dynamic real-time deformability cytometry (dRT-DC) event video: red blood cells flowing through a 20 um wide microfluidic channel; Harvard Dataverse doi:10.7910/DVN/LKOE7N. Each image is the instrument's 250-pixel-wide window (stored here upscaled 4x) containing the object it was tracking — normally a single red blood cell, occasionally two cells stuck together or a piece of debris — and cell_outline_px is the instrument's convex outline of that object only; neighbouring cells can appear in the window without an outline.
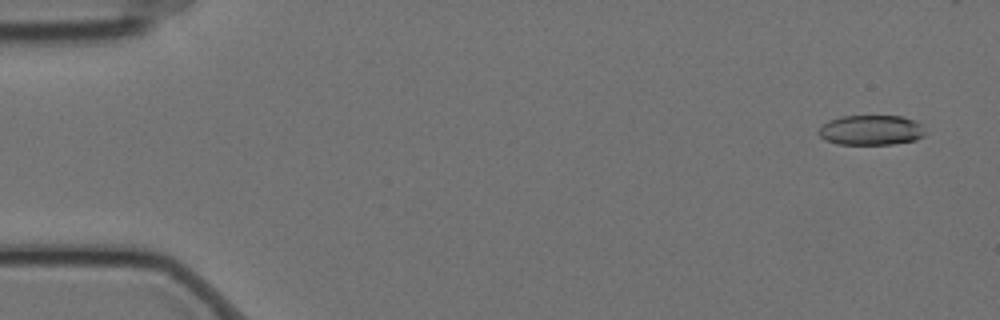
{"species": "Egyptian fruit bat (a non-hibernating species)", "species_latin": "Rousettus aegyptiacus", "temperature_condition": "cold", "stored_images_in_passage": 58, "camera_frame_rate_fps": 3000, "um_per_image_px": 0.085, "animal": {"sex": "female"}, "frame": {"image": 1, "passage_image": 3, "time_ms": 0.667, "image_size_px": [1000, 320], "cell_outline_px": [[924, 136], [916, 140], [892, 144], [836, 144], [824, 140], [816, 132], [828, 120], [840, 116], [904, 116], [916, 120], [920, 124], [924, 132]], "centroid_in_image_um": [74.02, 11.06], "position_along_channel_um": 11.0, "area_um2": 18.79}}
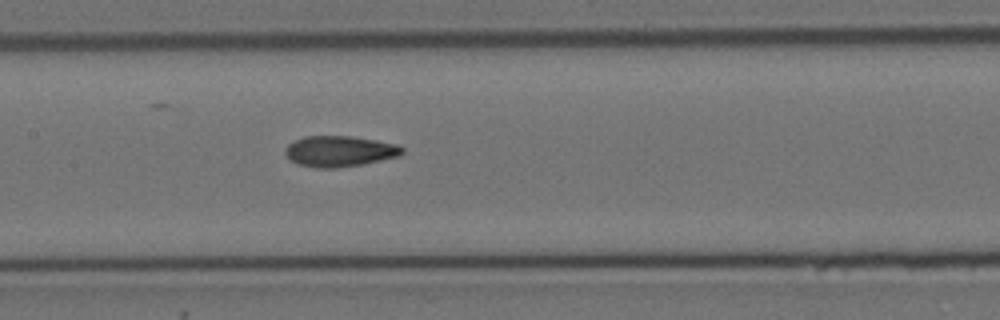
{"frame": {"image": 2, "passage_image": 28, "time_ms": 9.0, "image_size_px": [1000, 320], "cell_outline_px": [[404, 152], [400, 156], [360, 164], [336, 168], [316, 168], [296, 164], [284, 152], [284, 148], [288, 144], [304, 136], [352, 136], [376, 140], [396, 144], [404, 148]], "centroid_in_image_um": [28.85, 12.85], "position_along_channel_um": 178.5, "area_um2": 20.98}}
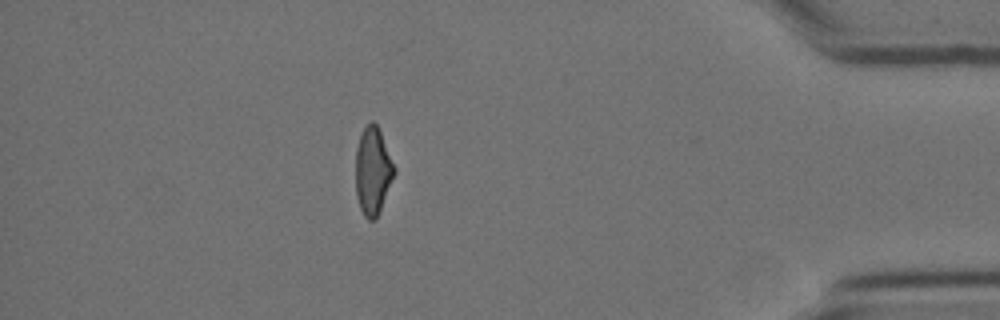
{"frame": {"image": 3, "passage_image": 51, "time_ms": 16.667, "image_size_px": [1000, 320], "cell_outline_px": [[396, 172], [380, 212], [376, 220], [368, 220], [364, 216], [360, 208], [356, 196], [356, 148], [360, 136], [364, 128], [372, 120], [376, 124], [380, 132], [396, 168]], "centroid_in_image_um": [31.7, 14.58], "position_along_channel_um": 403.5, "area_um2": 19.77}, "authors_computed_cell_mechanics": {"area_um2": 20.4034, "velocity_mm_per_s": 3.5172, "shape_relaxation_time_tau1_ms": 10.6292, "shape_relaxation_time_tau2_ms": 2.8277, "deformation_change_tau1": 0.2347, "deformation_change_tau2": 0.0883}}